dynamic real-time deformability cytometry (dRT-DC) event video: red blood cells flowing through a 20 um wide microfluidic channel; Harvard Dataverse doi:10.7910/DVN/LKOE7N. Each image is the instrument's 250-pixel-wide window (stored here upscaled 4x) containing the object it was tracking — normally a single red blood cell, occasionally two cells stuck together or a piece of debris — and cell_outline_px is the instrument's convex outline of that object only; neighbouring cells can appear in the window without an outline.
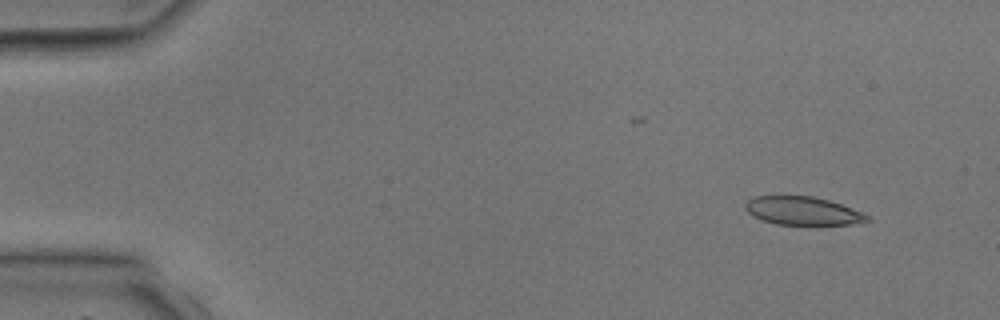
{"species": "common noctule bat (a hibernating species)", "species_latin": "Nyctalus noctula", "temperature_condition": "room temperature", "stored_images_in_passage": 4, "camera_frame_rate_fps": 3000, "um_per_image_px": 0.085, "animal": {"sex": "male", "body_mass_g": 17.9, "forearm_length_mm": 54.2}, "frame": {"image": 1, "passage_image": 2, "time_ms": 1.0, "image_size_px": [1000, 320], "cell_outline_px": [[872, 220], [848, 224], [776, 224], [760, 220], [752, 216], [744, 208], [744, 204], [752, 196], [812, 196], [828, 200], [864, 212], [872, 216]], "centroid_in_image_um": [68.22, 17.92], "position_along_channel_um": 16.8, "area_um2": 20.17}}
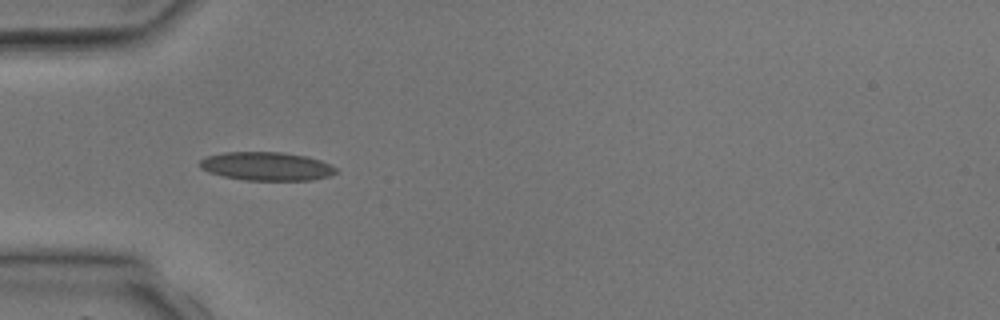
{"frame": {"image": 2, "passage_image": 4, "time_ms": 4.0, "image_size_px": [1000, 320], "cell_outline_px": [[336, 172], [328, 176], [312, 180], [244, 180], [224, 176], [208, 172], [200, 168], [200, 160], [204, 156], [224, 152], [284, 152], [308, 156], [320, 160], [336, 168]], "centroid_in_image_um": [22.62, 14.12], "position_along_channel_um": 62.4, "area_um2": 22.66}}